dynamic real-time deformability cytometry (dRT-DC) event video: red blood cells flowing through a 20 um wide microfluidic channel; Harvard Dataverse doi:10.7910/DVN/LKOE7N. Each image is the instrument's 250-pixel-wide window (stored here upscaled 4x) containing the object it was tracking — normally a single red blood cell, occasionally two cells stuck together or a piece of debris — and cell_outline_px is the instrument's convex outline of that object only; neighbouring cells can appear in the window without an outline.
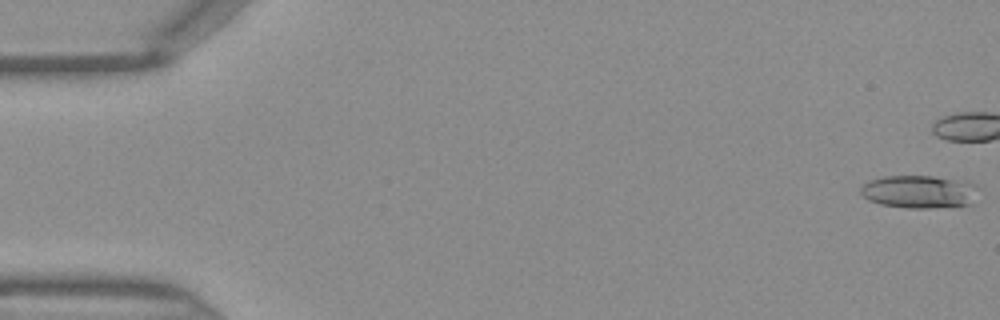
{"species": "Egyptian fruit bat (a non-hibernating species)", "species_latin": "Rousettus aegyptiacus", "temperature_condition": "warm", "stored_images_in_passage": 36, "camera_frame_rate_fps": 3000, "um_per_image_px": 0.085, "frame": {"image": 1, "passage_image": 1, "time_ms": 0.0, "image_size_px": [1000, 320], "cell_outline_px": [[972, 184], [968, 204], [932, 208], [908, 208], [880, 204], [868, 200], [860, 192], [860, 188], [868, 180], [884, 176], [932, 176]], "centroid_in_image_um": [77.91, 16.3], "position_along_channel_um": 7.1, "area_um2": 21.5}}
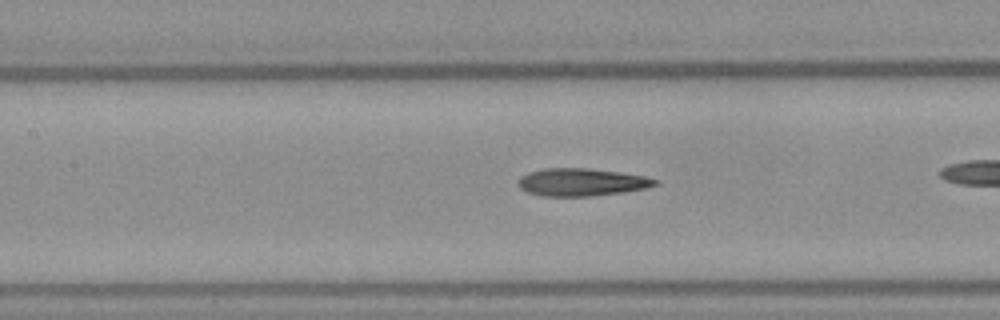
{"frame": {"image": 2, "passage_image": 21, "time_ms": 6.667, "image_size_px": [1000, 320], "cell_outline_px": [[660, 184], [648, 188], [624, 192], [592, 196], [540, 196], [528, 192], [520, 188], [516, 184], [516, 180], [520, 176], [528, 172], [544, 168], [588, 168], [620, 172], [648, 176], [660, 180]], "centroid_in_image_um": [49.46, 15.48], "position_along_channel_um": 157.9, "area_um2": 22.54}}